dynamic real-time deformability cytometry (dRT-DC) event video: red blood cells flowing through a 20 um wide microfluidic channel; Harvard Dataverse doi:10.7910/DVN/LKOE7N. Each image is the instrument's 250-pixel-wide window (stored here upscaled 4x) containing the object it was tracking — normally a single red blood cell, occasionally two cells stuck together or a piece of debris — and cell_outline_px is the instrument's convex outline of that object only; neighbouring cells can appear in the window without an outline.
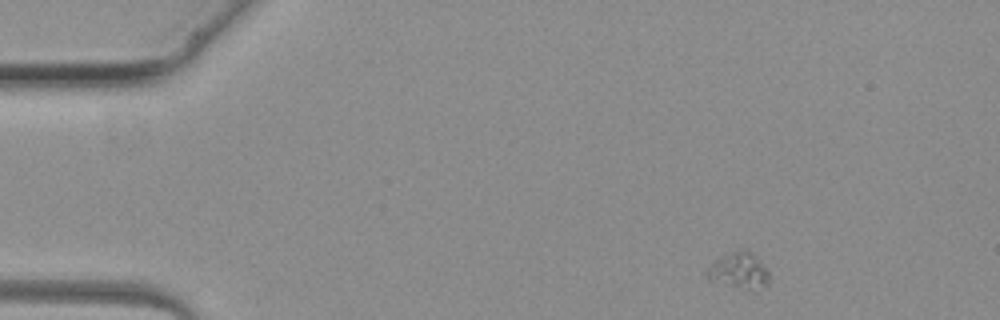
{"species": "common noctule bat (a hibernating species)", "species_latin": "Nyctalus noctula", "temperature_condition": "warm", "stored_images_in_passage": 3, "camera_frame_rate_fps": 3000, "um_per_image_px": 0.085, "animal": {"sex": "female", "body_mass_g": 19.3, "forearm_length_mm": 54.1}, "frame": {"image": 1, "passage_image": 1, "time_ms": 0.0, "image_size_px": [1000, 320], "cell_outline_px": [[768, 284], [748, 288], [708, 280], [704, 276], [704, 272], [716, 260], [736, 248], [748, 248], [756, 256], [768, 272]], "centroid_in_image_um": [62.76, 22.92], "position_along_channel_um": 22.2, "area_um2": 12.72}}
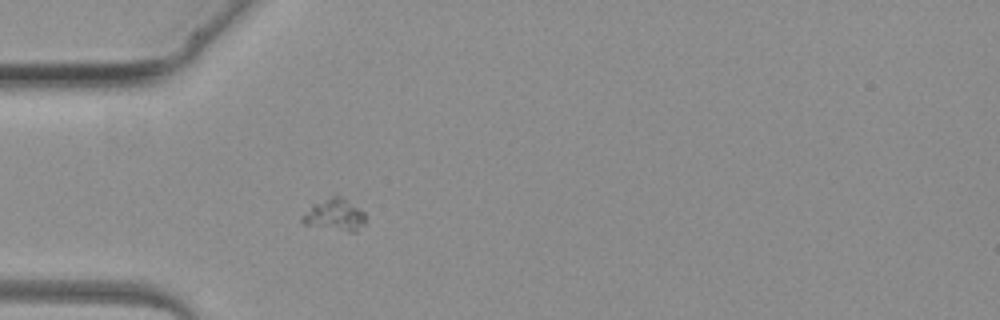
{"frame": {"image": 2, "passage_image": 3, "time_ms": 2.333, "image_size_px": [1000, 320], "cell_outline_px": [[368, 220], [356, 232], [348, 232], [304, 224], [300, 220], [300, 216], [312, 204], [332, 196], [340, 196], [364, 212]], "centroid_in_image_um": [28.45, 18.29], "position_along_channel_um": 56.6, "area_um2": 11.85}}